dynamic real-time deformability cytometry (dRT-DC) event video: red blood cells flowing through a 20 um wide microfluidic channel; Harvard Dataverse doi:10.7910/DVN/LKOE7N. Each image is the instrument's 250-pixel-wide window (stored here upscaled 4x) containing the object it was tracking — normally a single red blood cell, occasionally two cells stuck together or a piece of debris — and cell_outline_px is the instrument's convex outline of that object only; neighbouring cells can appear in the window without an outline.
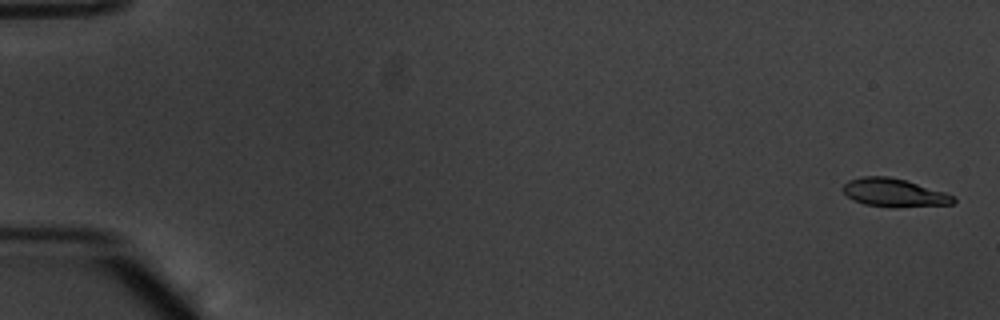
{"species": "common noctule bat (a hibernating species)", "species_latin": "Nyctalus noctula", "temperature_condition": "warm", "stored_images_in_passage": 11, "camera_frame_rate_fps": 3000, "um_per_image_px": 0.085, "animal": {"sex": "male", "body_mass_g": 20.1, "forearm_length_mm": 53.5}, "frame": {"image": 1, "passage_image": 2, "time_ms": 0.333, "image_size_px": [1000, 320], "cell_outline_px": [[956, 200], [952, 204], [896, 208], [892, 208], [864, 204], [852, 200], [840, 188], [848, 180], [864, 176], [888, 176], [904, 180], [944, 192], [952, 196]], "centroid_in_image_um": [75.95, 16.39], "position_along_channel_um": 9.1, "area_um2": 18.21}}